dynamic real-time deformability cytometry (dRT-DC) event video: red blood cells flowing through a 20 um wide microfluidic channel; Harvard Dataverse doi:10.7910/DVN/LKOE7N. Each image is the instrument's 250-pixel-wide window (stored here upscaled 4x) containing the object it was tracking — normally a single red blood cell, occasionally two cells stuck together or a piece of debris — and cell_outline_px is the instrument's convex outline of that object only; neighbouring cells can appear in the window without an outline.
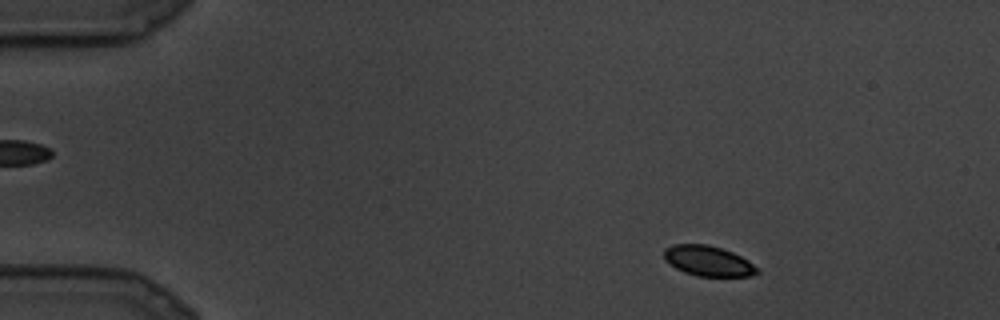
{"species": "common noctule bat (a hibernating species)", "species_latin": "Nyctalus noctula", "temperature_condition": "cold", "stored_images_in_passage": 7, "camera_frame_rate_fps": 3000, "um_per_image_px": 0.085, "animal": {"sex": "male", "body_mass_g": 19.5, "forearm_length_mm": 54.6}, "frame": {"image": 1, "passage_image": 2, "time_ms": 0.333, "image_size_px": [1000, 320], "cell_outline_px": [[760, 272], [748, 276], [696, 276], [684, 272], [676, 268], [664, 256], [664, 248], [672, 244], [708, 244], [732, 252], [748, 260], [760, 268]], "centroid_in_image_um": [60.22, 22.18], "position_along_channel_um": 24.8, "area_um2": 16.36}}